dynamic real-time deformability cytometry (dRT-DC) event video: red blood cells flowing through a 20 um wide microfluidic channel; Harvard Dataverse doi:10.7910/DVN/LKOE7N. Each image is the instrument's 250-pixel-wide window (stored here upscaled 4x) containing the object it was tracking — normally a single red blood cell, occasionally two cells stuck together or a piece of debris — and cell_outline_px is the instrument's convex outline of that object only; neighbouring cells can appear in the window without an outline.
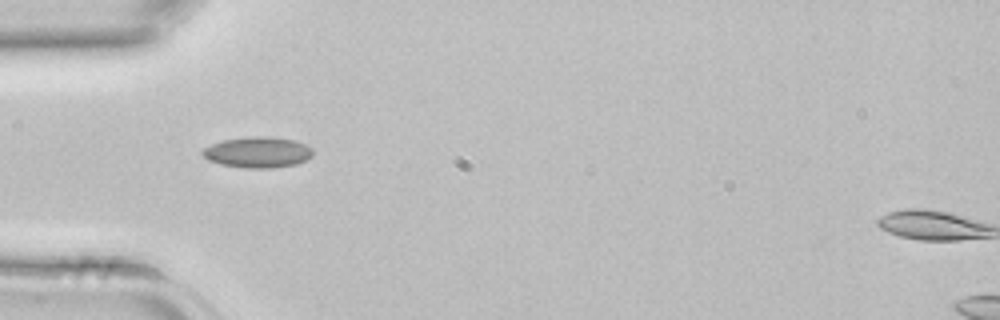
{"species": "common noctule bat (a hibernating species)", "species_latin": "Nyctalus noctula", "temperature_condition": "room temperature", "stored_images_in_passage": 43, "camera_frame_rate_fps": 3000, "um_per_image_px": 0.085, "animal": {"sex": "female", "body_mass_g": 22.7, "forearm_length_mm": 54.2}, "frame": {"image": 1, "passage_image": 13, "time_ms": 4.0, "image_size_px": [1000, 320], "cell_outline_px": [[312, 156], [296, 164], [272, 168], [244, 168], [220, 164], [208, 160], [200, 152], [204, 148], [212, 144], [224, 140], [248, 136], [264, 136], [296, 140], [312, 148]], "centroid_in_image_um": [21.89, 12.94], "position_along_channel_um": 63.1, "area_um2": 19.83}}